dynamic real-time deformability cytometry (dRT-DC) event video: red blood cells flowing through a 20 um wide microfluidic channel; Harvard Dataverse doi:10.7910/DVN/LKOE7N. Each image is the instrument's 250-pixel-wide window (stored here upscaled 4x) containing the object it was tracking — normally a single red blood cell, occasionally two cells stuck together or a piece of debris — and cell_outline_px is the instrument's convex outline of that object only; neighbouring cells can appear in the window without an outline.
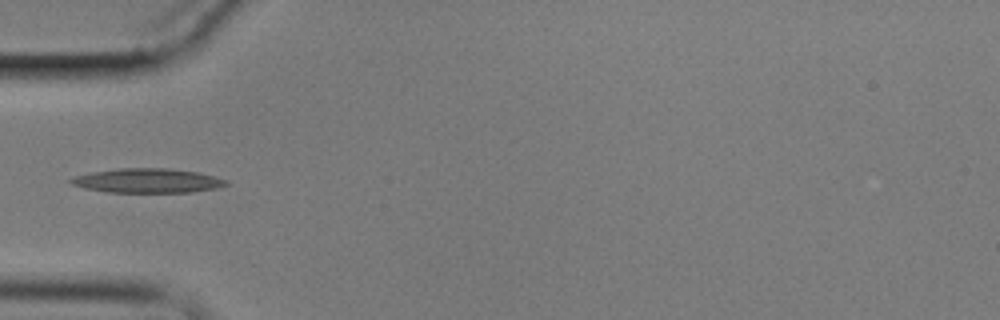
{"species": "common noctule bat (a hibernating species)", "species_latin": "Nyctalus noctula", "temperature_condition": "cold", "stored_images_in_passage": 6, "camera_frame_rate_fps": 3000, "um_per_image_px": 0.085, "animal": {"sex": "male", "body_mass_g": 17.9}, "frame": {"image": 1, "passage_image": 6, "time_ms": 5.667, "image_size_px": [1000, 320], "cell_outline_px": [[228, 184], [216, 188], [192, 192], [108, 192], [84, 188], [72, 184], [68, 180], [76, 176], [88, 172], [116, 168], [164, 168], [196, 172], [228, 180]], "centroid_in_image_um": [12.49, 15.35], "position_along_channel_um": 72.5, "area_um2": 21.91}}